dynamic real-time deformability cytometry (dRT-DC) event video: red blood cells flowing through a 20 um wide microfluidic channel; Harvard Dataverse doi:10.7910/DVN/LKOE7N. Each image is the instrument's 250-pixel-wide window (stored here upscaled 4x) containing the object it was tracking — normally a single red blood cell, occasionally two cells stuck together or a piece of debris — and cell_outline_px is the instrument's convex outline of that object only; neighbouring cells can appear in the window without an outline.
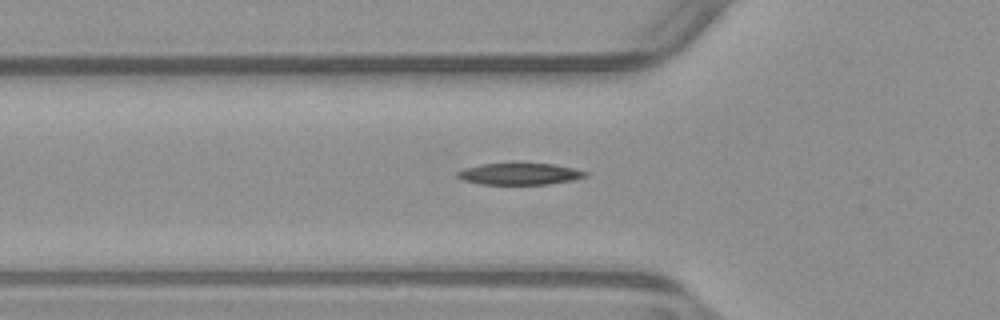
{"species": "common noctule bat (a hibernating species)", "species_latin": "Nyctalus noctula", "temperature_condition": "warm", "stored_images_in_passage": 36, "camera_frame_rate_fps": 3000, "um_per_image_px": 0.085, "animal": {"sex": "male", "body_mass_g": 23.1, "forearm_length_mm": 52.7}, "frame": {"image": 1, "passage_image": 7, "time_ms": 2.0, "image_size_px": [1000, 320], "cell_outline_px": [[588, 176], [572, 180], [548, 184], [480, 184], [464, 180], [456, 176], [456, 172], [464, 168], [480, 164], [512, 160], [552, 164], [572, 168], [588, 172]], "centroid_in_image_um": [44.13, 14.73], "position_along_channel_um": 81.7, "area_um2": 16.94}}
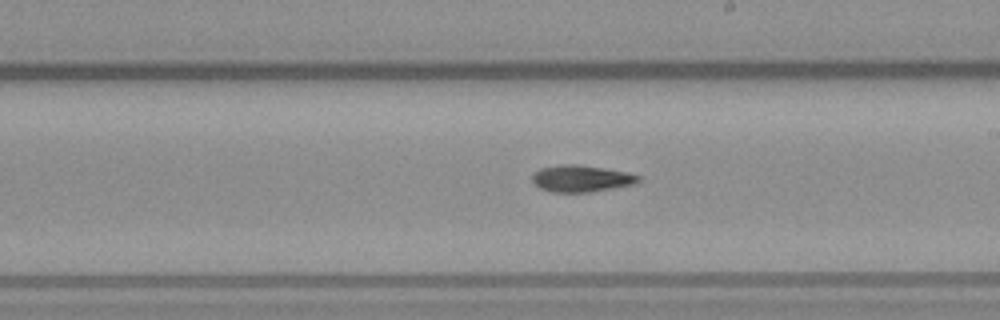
{"frame": {"image": 2, "passage_image": 19, "time_ms": 6.0, "image_size_px": [1000, 320], "cell_outline_px": [[640, 180], [636, 184], [588, 192], [552, 192], [540, 188], [532, 180], [532, 176], [540, 168], [560, 164], [576, 164], [604, 168], [628, 172], [640, 176]], "centroid_in_image_um": [49.42, 15.17], "position_along_channel_um": 239.6, "area_um2": 16.47}}
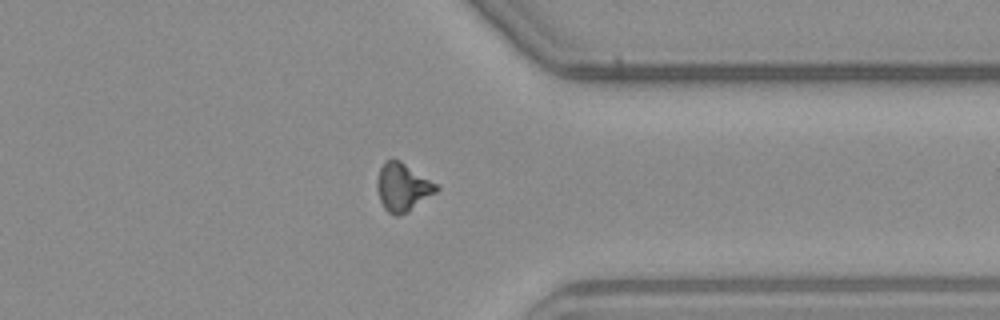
{"frame": {"image": 3, "passage_image": 30, "time_ms": 9.667, "image_size_px": [1000, 320], "cell_outline_px": [[440, 188], [436, 192], [408, 212], [400, 216], [396, 216], [388, 212], [384, 208], [380, 200], [376, 188], [376, 184], [380, 168], [384, 160], [392, 156], [400, 160], [436, 184]], "centroid_in_image_um": [34.19, 15.89], "position_along_channel_um": 377.2, "area_um2": 16.7}, "authors_computed_cell_mechanics": {"area_um2": 16.2129, "velocity_mm_per_s": 3.9213, "shape_relaxation_time_tau1_ms": 4.1121, "shape_relaxation_time_tau2_ms": null, "deformation_change_tau1": 0.1584, "deformation_change_tau2": null}}